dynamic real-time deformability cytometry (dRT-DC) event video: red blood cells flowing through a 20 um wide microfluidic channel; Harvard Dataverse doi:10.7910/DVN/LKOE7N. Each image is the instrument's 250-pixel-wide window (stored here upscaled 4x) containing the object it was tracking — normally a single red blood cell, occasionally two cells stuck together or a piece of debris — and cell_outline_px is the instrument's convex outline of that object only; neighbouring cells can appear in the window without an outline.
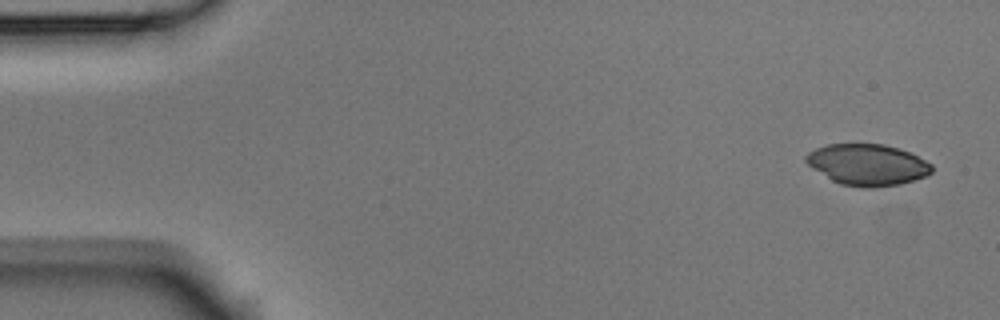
{"species": "Egyptian fruit bat (a non-hibernating species)", "species_latin": "Rousettus aegyptiacus", "temperature_condition": "room temperature", "stored_images_in_passage": 7, "camera_frame_rate_fps": 3000, "um_per_image_px": 0.085, "animal": {"sex": "male"}, "frame": {"image": 1, "passage_image": 1, "time_ms": 0.0, "image_size_px": [1000, 320], "cell_outline_px": [[932, 172], [924, 176], [900, 184], [872, 188], [868, 188], [840, 184], [832, 180], [812, 168], [804, 160], [804, 156], [808, 152], [816, 148], [828, 144], [884, 144], [908, 152], [932, 164]], "centroid_in_image_um": [73.69, 14.0], "position_along_channel_um": 11.3, "area_um2": 30.0}}